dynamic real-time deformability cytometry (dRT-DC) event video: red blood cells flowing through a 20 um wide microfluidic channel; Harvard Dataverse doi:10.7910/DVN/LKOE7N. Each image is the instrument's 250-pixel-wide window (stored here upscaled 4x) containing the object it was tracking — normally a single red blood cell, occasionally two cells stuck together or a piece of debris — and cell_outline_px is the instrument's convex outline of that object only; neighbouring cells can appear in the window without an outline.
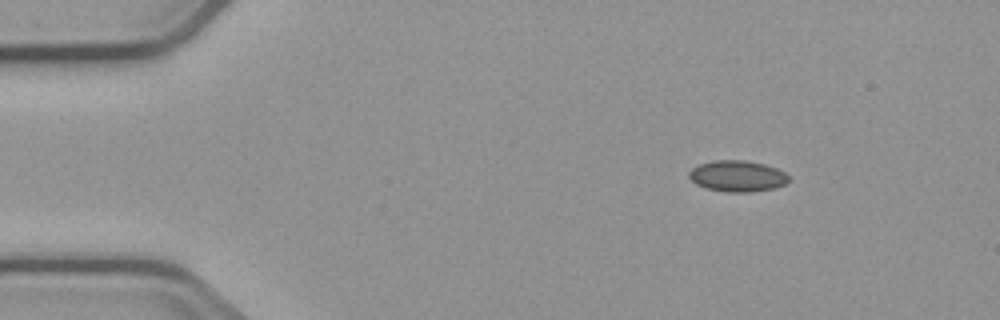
{"species": "common noctule bat (a hibernating species)", "species_latin": "Nyctalus noctula", "temperature_condition": "cold", "stored_images_in_passage": 7, "camera_frame_rate_fps": 3000, "um_per_image_px": 0.085, "animal": {"sex": "male", "body_mass_g": 23.1, "forearm_length_mm": 52.7}, "frame": {"image": 1, "passage_image": 2, "time_ms": 1.333, "image_size_px": [1000, 320], "cell_outline_px": [[788, 180], [784, 184], [776, 188], [752, 192], [724, 192], [704, 188], [696, 184], [688, 176], [688, 172], [692, 168], [700, 164], [712, 160], [744, 160], [764, 164], [776, 168], [784, 172], [788, 176]], "centroid_in_image_um": [62.65, 14.97], "position_along_channel_um": 22.4, "area_um2": 18.21}}
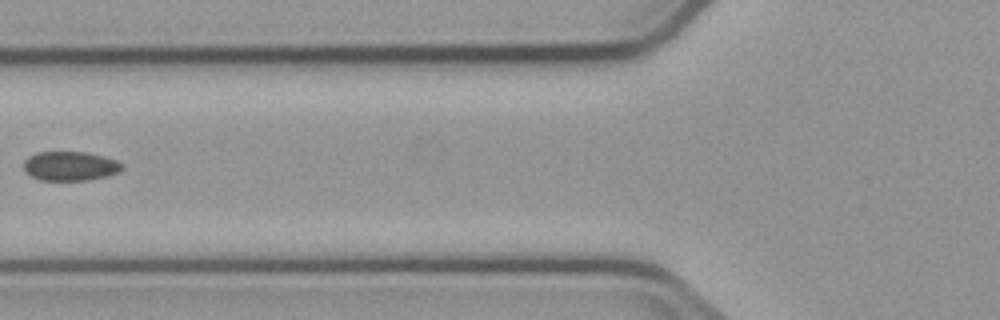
{"frame": {"image": 2, "passage_image": 6, "time_ms": 6.0, "image_size_px": [1000, 320], "cell_outline_px": [[124, 168], [108, 176], [84, 180], [40, 180], [28, 176], [24, 168], [24, 160], [28, 156], [36, 152], [84, 152], [104, 156], [116, 160], [124, 164]], "centroid_in_image_um": [5.94, 14.11], "position_along_channel_um": 119.9, "area_um2": 16.88}}
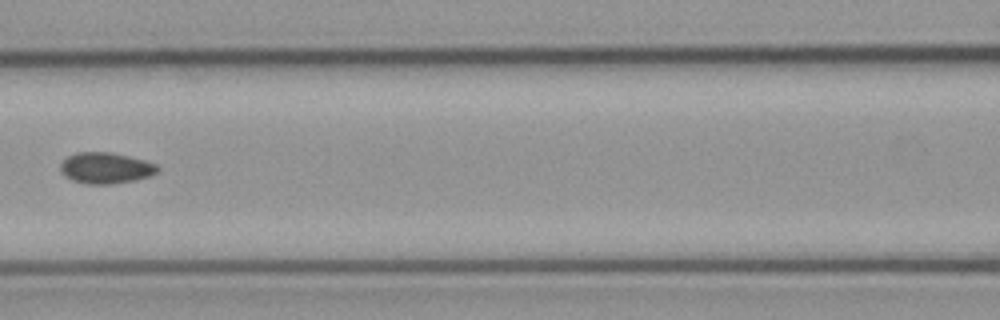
{"frame": {"image": 3, "passage_image": 7, "time_ms": 7.0, "image_size_px": [1000, 320], "cell_outline_px": [[160, 168], [152, 176], [136, 180], [112, 184], [84, 184], [72, 180], [64, 176], [60, 172], [60, 164], [68, 156], [76, 152], [108, 152], [128, 156], [144, 160], [156, 164]], "centroid_in_image_um": [8.97, 14.29], "position_along_channel_um": 157.6, "area_um2": 17.74}}